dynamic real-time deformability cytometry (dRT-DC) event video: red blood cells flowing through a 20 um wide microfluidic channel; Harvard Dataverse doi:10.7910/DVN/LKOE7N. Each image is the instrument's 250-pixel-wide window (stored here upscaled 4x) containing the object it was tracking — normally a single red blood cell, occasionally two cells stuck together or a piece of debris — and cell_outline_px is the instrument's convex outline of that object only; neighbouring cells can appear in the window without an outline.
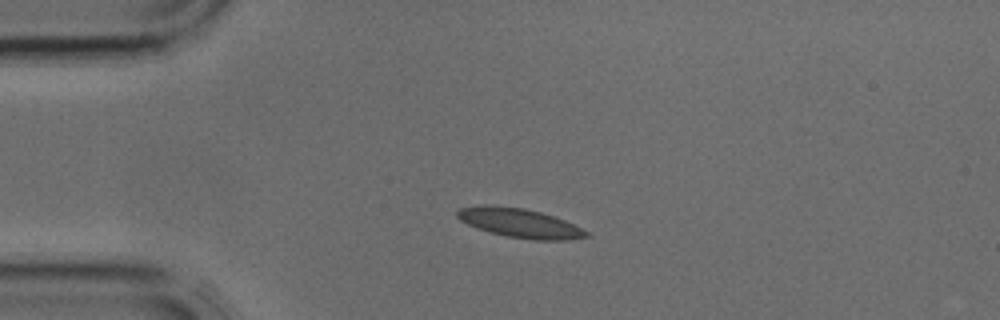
{"species": "common noctule bat (a hibernating species)", "species_latin": "Nyctalus noctula", "temperature_condition": "cold", "stored_images_in_passage": 1, "camera_frame_rate_fps": 3000, "um_per_image_px": 0.085, "animal": {"sex": "male", "body_mass_g": 17.9, "forearm_length_mm": 54.2}, "frame": {"image": 1, "passage_image": 1, "time_ms": 0.0, "image_size_px": [1000, 320], "cell_outline_px": [[592, 236], [568, 240], [532, 240], [508, 236], [492, 232], [468, 224], [460, 220], [456, 216], [456, 212], [460, 208], [484, 204], [524, 208], [540, 212], [564, 220], [588, 232]], "centroid_in_image_um": [44.19, 18.95], "position_along_channel_um": 40.8, "area_um2": 21.68}}